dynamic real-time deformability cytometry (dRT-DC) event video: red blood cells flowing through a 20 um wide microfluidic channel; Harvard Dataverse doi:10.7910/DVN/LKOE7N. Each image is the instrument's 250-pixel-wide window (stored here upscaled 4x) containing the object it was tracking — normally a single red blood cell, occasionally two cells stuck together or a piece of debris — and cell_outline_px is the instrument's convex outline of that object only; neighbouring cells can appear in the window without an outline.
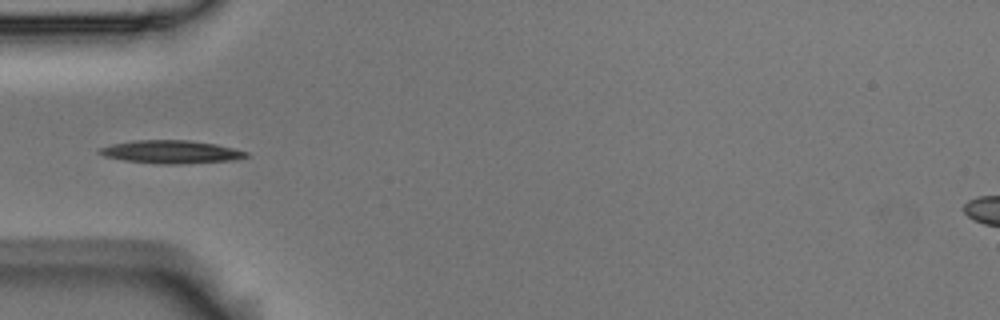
{"species": "Egyptian fruit bat (a non-hibernating species)", "species_latin": "Rousettus aegyptiacus", "temperature_condition": "room temperature", "stored_images_in_passage": 7, "segment_of_instrument_passage": [2, 2], "camera_frame_rate_fps": 3000, "um_per_image_px": 0.085, "animal": {"sex": "male"}, "frame": {"image": 1, "passage_image": 5, "time_ms": 1.333, "image_size_px": [1000, 320], "cell_outline_px": [[248, 156], [236, 160], [184, 164], [160, 164], [124, 160], [104, 156], [96, 152], [100, 148], [112, 144], [132, 140], [188, 140], [216, 144], [248, 152]], "centroid_in_image_um": [14.54, 12.91], "position_along_channel_um": 70.5, "area_um2": 19.77}}
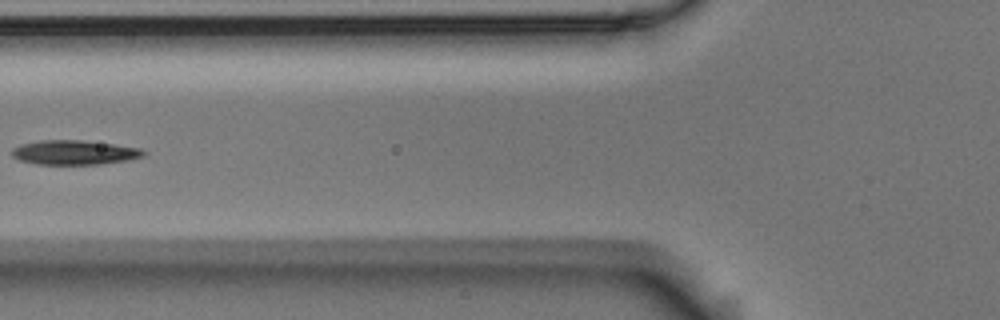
{"frame": {"image": 2, "passage_image": 6, "time_ms": 1.667, "image_size_px": [1000, 320], "cell_outline_px": [[144, 156], [128, 160], [100, 164], [36, 164], [20, 160], [12, 156], [12, 148], [20, 144], [40, 140], [84, 140], [140, 148], [144, 152]], "centroid_in_image_um": [6.29, 12.95], "position_along_channel_um": 119.5, "area_um2": 18.67}}
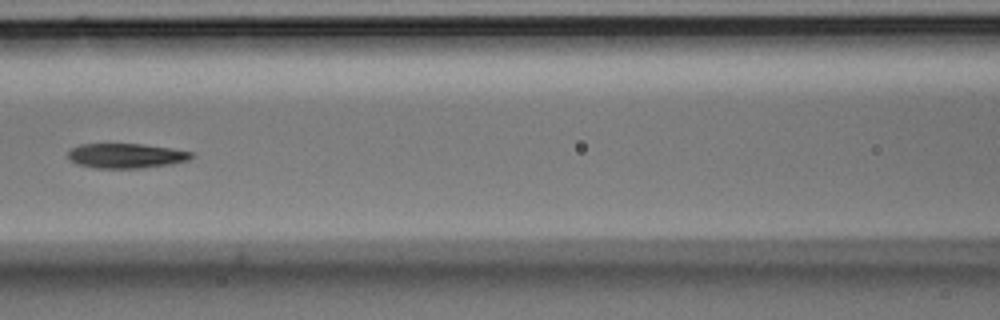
{"frame": {"image": 3, "passage_image": 7, "time_ms": 2.0, "image_size_px": [1000, 320], "cell_outline_px": [[196, 156], [188, 160], [172, 164], [144, 168], [96, 168], [76, 164], [68, 160], [68, 152], [72, 148], [80, 144], [144, 144], [172, 148], [192, 152]], "centroid_in_image_um": [10.73, 13.24], "position_along_channel_um": 155.9, "area_um2": 18.03}}